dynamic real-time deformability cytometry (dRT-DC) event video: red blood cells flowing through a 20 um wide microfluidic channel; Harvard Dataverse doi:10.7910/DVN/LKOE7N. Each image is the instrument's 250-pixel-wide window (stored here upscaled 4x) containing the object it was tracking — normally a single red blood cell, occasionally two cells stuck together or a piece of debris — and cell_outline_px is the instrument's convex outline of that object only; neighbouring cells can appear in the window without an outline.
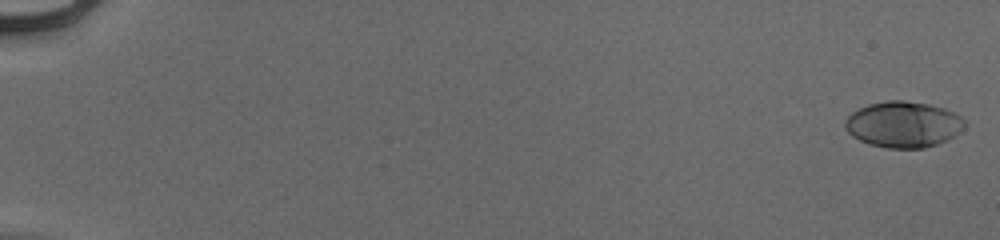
{"species": "human", "species_latin": "Homo sapiens", "temperature_condition": "cold", "stored_images_in_passage": 55, "camera_frame_rate_fps": 3000, "um_per_image_px": 0.085, "donor": {"sex": "male"}, "frame": {"image": 1, "passage_image": 1, "time_ms": 0.0, "image_size_px": [1000, 240], "cell_outline_px": [[964, 128], [952, 136], [936, 144], [924, 148], [888, 148], [868, 144], [852, 136], [844, 128], [844, 120], [852, 112], [868, 104], [888, 100], [904, 100], [928, 104], [944, 108], [956, 112], [964, 120]], "centroid_in_image_um": [76.75, 10.56], "position_along_channel_um": 8.3, "area_um2": 32.02}}
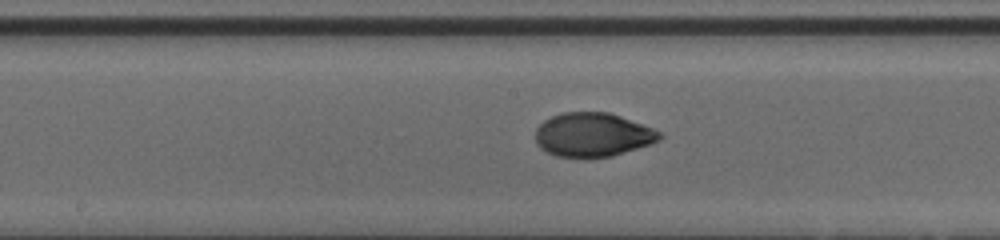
{"frame": {"image": 2, "passage_image": 31, "time_ms": 10.0, "image_size_px": [1000, 240], "cell_outline_px": [[664, 136], [660, 140], [652, 144], [612, 156], [584, 160], [556, 156], [540, 148], [536, 144], [536, 128], [544, 120], [560, 112], [608, 112], [620, 116], [652, 128], [660, 132]], "centroid_in_image_um": [50.37, 11.49], "position_along_channel_um": 197.8, "area_um2": 32.37}}
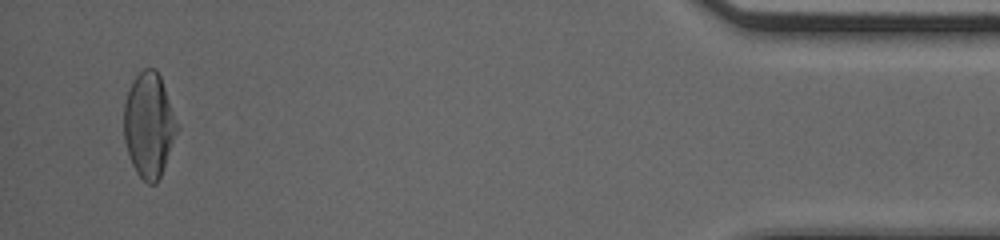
{"frame": {"image": 3, "passage_image": 53, "time_ms": 17.333, "image_size_px": [1000, 240], "cell_outline_px": [[176, 132], [160, 176], [156, 184], [148, 184], [136, 172], [132, 164], [124, 140], [124, 104], [128, 92], [136, 76], [144, 68], [156, 68], [160, 76], [176, 124]], "centroid_in_image_um": [12.61, 10.64], "position_along_channel_um": 422.6, "area_um2": 31.33}, "authors_computed_cell_mechanics": {"area_um2": 31.501, "velocity_mm_per_s": 3.9577, "shape_relaxation_time_tau1_ms": 3.6704, "shape_relaxation_time_tau2_ms": 1.0514, "deformation_change_tau1": 0.1916, "deformation_change_tau2": 0.0314}}